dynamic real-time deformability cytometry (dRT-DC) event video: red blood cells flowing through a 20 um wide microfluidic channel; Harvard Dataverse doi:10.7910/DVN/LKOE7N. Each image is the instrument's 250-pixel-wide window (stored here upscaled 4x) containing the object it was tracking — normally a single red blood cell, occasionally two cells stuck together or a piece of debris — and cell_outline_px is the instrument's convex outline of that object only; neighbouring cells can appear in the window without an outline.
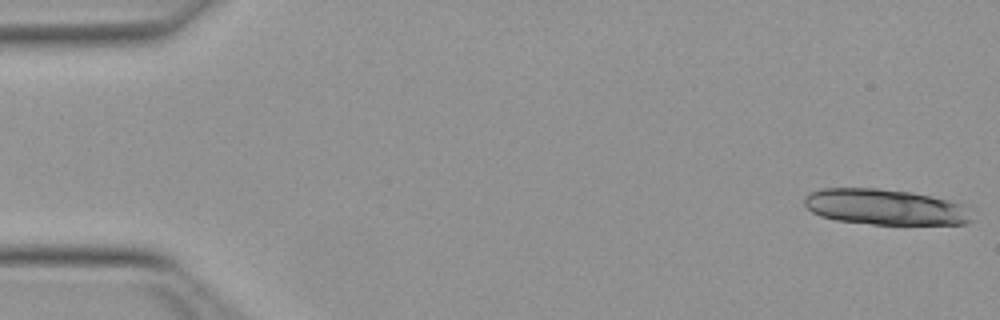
{"species": "Egyptian fruit bat (a non-hibernating species)", "species_latin": "Rousettus aegyptiacus", "temperature_condition": "warm", "stored_images_in_passage": 18, "camera_frame_rate_fps": 3000, "um_per_image_px": 0.085, "animal": {"sex": "female"}, "frame": {"image": 1, "passage_image": 1, "time_ms": 0.0, "image_size_px": [1000, 320], "cell_outline_px": [[972, 220], [968, 224], [872, 224], [836, 220], [820, 216], [812, 212], [804, 204], [804, 196], [808, 192], [820, 188], [876, 188], [912, 192], [948, 200], [960, 204]], "centroid_in_image_um": [75.13, 17.59], "position_along_channel_um": 9.9, "area_um2": 34.68}}
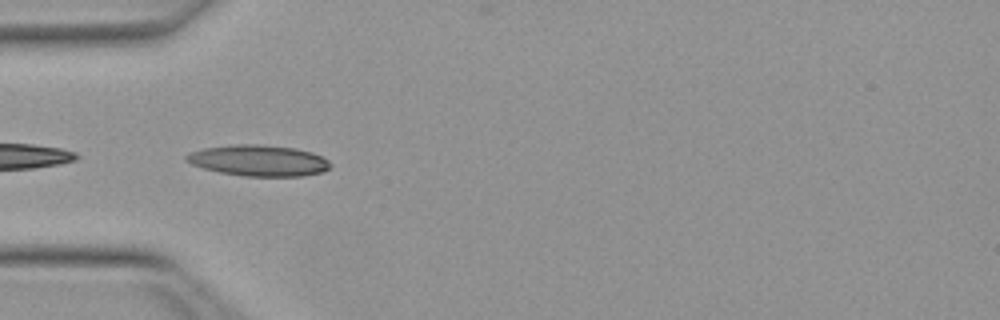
{"frame": {"image": 2, "passage_image": 16, "time_ms": 5.0, "image_size_px": [1000, 320], "cell_outline_px": [[332, 164], [328, 168], [320, 172], [304, 176], [244, 176], [220, 172], [204, 168], [192, 164], [184, 160], [184, 156], [188, 152], [204, 148], [236, 144], [256, 144], [296, 148], [312, 152], [328, 160]], "centroid_in_image_um": [21.96, 13.64], "position_along_channel_um": 63.0, "area_um2": 26.01}}